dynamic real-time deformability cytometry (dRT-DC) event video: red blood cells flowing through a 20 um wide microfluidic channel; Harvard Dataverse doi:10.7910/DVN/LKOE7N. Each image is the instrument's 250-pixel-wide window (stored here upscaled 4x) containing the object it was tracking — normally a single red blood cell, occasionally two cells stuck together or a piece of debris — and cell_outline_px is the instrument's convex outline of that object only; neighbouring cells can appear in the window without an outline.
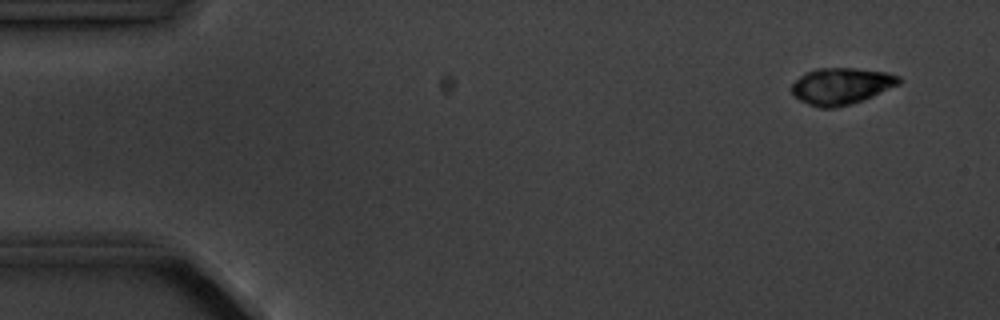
{"species": "common noctule bat (a hibernating species)", "species_latin": "Nyctalus noctula", "temperature_condition": "cold", "stored_images_in_passage": 8, "camera_frame_rate_fps": 3000, "um_per_image_px": 0.085, "animal": {"sex": "male", "body_mass_g": 20.1, "forearm_length_mm": 53.5}, "frame": {"image": 1, "passage_image": 1, "time_ms": 0.0, "image_size_px": [1000, 320], "cell_outline_px": [[904, 80], [900, 84], [864, 100], [832, 108], [820, 108], [808, 104], [800, 100], [788, 88], [804, 72], [816, 68], [852, 68], [888, 72], [900, 76]], "centroid_in_image_um": [71.52, 7.3], "position_along_channel_um": 13.5, "area_um2": 23.06}}
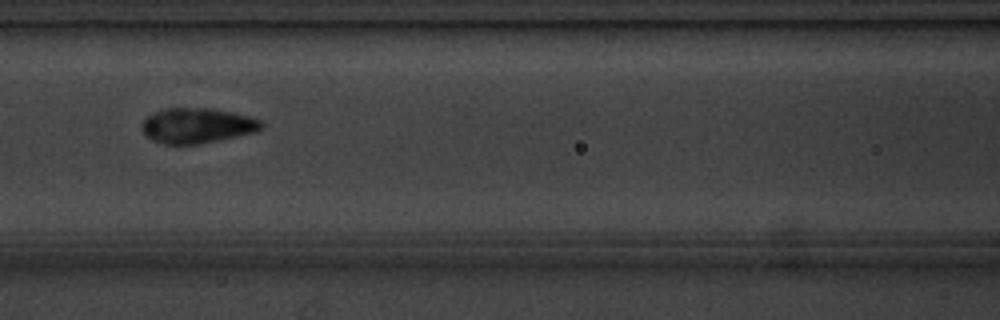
{"frame": {"image": 2, "passage_image": 6, "time_ms": 6.667, "image_size_px": [1000, 320], "cell_outline_px": [[264, 128], [256, 132], [200, 144], [164, 144], [152, 140], [144, 136], [140, 128], [140, 124], [148, 116], [164, 108], [212, 108], [232, 112], [248, 116], [260, 120], [264, 124]], "centroid_in_image_um": [16.74, 10.68], "position_along_channel_um": 149.9, "area_um2": 24.74}}
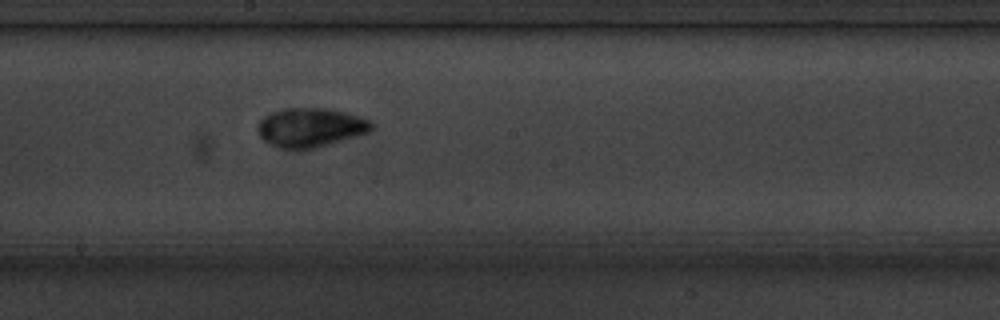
{"frame": {"image": 3, "passage_image": 8, "time_ms": 8.667, "image_size_px": [1000, 320], "cell_outline_px": [[372, 128], [368, 132], [316, 148], [292, 152], [280, 148], [264, 140], [260, 136], [256, 128], [256, 124], [264, 116], [272, 112], [284, 108], [324, 108], [344, 112], [360, 116], [372, 120]], "centroid_in_image_um": [26.35, 10.85], "position_along_channel_um": 221.9, "area_um2": 26.24}}